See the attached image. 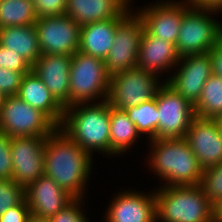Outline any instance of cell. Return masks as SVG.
I'll list each match as a JSON object with an SVG mask.
<instances>
[{
    "label": "cell",
    "instance_id": "obj_28",
    "mask_svg": "<svg viewBox=\"0 0 222 222\" xmlns=\"http://www.w3.org/2000/svg\"><path fill=\"white\" fill-rule=\"evenodd\" d=\"M200 186L214 205L222 199V162L203 169Z\"/></svg>",
    "mask_w": 222,
    "mask_h": 222
},
{
    "label": "cell",
    "instance_id": "obj_43",
    "mask_svg": "<svg viewBox=\"0 0 222 222\" xmlns=\"http://www.w3.org/2000/svg\"><path fill=\"white\" fill-rule=\"evenodd\" d=\"M4 96L0 93V110L3 104Z\"/></svg>",
    "mask_w": 222,
    "mask_h": 222
},
{
    "label": "cell",
    "instance_id": "obj_33",
    "mask_svg": "<svg viewBox=\"0 0 222 222\" xmlns=\"http://www.w3.org/2000/svg\"><path fill=\"white\" fill-rule=\"evenodd\" d=\"M23 76L21 72L0 68V93L4 97L17 95Z\"/></svg>",
    "mask_w": 222,
    "mask_h": 222
},
{
    "label": "cell",
    "instance_id": "obj_13",
    "mask_svg": "<svg viewBox=\"0 0 222 222\" xmlns=\"http://www.w3.org/2000/svg\"><path fill=\"white\" fill-rule=\"evenodd\" d=\"M45 138L40 136L11 138L12 180L24 189L44 175Z\"/></svg>",
    "mask_w": 222,
    "mask_h": 222
},
{
    "label": "cell",
    "instance_id": "obj_35",
    "mask_svg": "<svg viewBox=\"0 0 222 222\" xmlns=\"http://www.w3.org/2000/svg\"><path fill=\"white\" fill-rule=\"evenodd\" d=\"M30 209L25 198L0 216V222H29Z\"/></svg>",
    "mask_w": 222,
    "mask_h": 222
},
{
    "label": "cell",
    "instance_id": "obj_6",
    "mask_svg": "<svg viewBox=\"0 0 222 222\" xmlns=\"http://www.w3.org/2000/svg\"><path fill=\"white\" fill-rule=\"evenodd\" d=\"M220 11L222 10L218 8L191 6L185 12L176 41L180 58L208 53L216 46L222 22L215 20L211 15Z\"/></svg>",
    "mask_w": 222,
    "mask_h": 222
},
{
    "label": "cell",
    "instance_id": "obj_39",
    "mask_svg": "<svg viewBox=\"0 0 222 222\" xmlns=\"http://www.w3.org/2000/svg\"><path fill=\"white\" fill-rule=\"evenodd\" d=\"M214 210L218 217L222 220V199L214 205Z\"/></svg>",
    "mask_w": 222,
    "mask_h": 222
},
{
    "label": "cell",
    "instance_id": "obj_31",
    "mask_svg": "<svg viewBox=\"0 0 222 222\" xmlns=\"http://www.w3.org/2000/svg\"><path fill=\"white\" fill-rule=\"evenodd\" d=\"M82 198H75L65 208L60 210L56 215H53L50 220L51 222H89L86 215L83 214Z\"/></svg>",
    "mask_w": 222,
    "mask_h": 222
},
{
    "label": "cell",
    "instance_id": "obj_27",
    "mask_svg": "<svg viewBox=\"0 0 222 222\" xmlns=\"http://www.w3.org/2000/svg\"><path fill=\"white\" fill-rule=\"evenodd\" d=\"M129 119L136 125L140 134L148 135L147 138L158 139V109L155 98L132 106L125 110Z\"/></svg>",
    "mask_w": 222,
    "mask_h": 222
},
{
    "label": "cell",
    "instance_id": "obj_19",
    "mask_svg": "<svg viewBox=\"0 0 222 222\" xmlns=\"http://www.w3.org/2000/svg\"><path fill=\"white\" fill-rule=\"evenodd\" d=\"M179 60L180 56L175 44L153 37L144 30L139 46L137 67L162 75V72L168 73V70L170 72L172 68L174 69Z\"/></svg>",
    "mask_w": 222,
    "mask_h": 222
},
{
    "label": "cell",
    "instance_id": "obj_24",
    "mask_svg": "<svg viewBox=\"0 0 222 222\" xmlns=\"http://www.w3.org/2000/svg\"><path fill=\"white\" fill-rule=\"evenodd\" d=\"M140 135L125 110L110 106V156L127 152Z\"/></svg>",
    "mask_w": 222,
    "mask_h": 222
},
{
    "label": "cell",
    "instance_id": "obj_2",
    "mask_svg": "<svg viewBox=\"0 0 222 222\" xmlns=\"http://www.w3.org/2000/svg\"><path fill=\"white\" fill-rule=\"evenodd\" d=\"M83 150L110 155V105L107 101L66 107L58 127Z\"/></svg>",
    "mask_w": 222,
    "mask_h": 222
},
{
    "label": "cell",
    "instance_id": "obj_7",
    "mask_svg": "<svg viewBox=\"0 0 222 222\" xmlns=\"http://www.w3.org/2000/svg\"><path fill=\"white\" fill-rule=\"evenodd\" d=\"M159 77L139 67L115 73L110 76L106 101L110 106L126 110L156 98L158 90L165 83L160 82Z\"/></svg>",
    "mask_w": 222,
    "mask_h": 222
},
{
    "label": "cell",
    "instance_id": "obj_29",
    "mask_svg": "<svg viewBox=\"0 0 222 222\" xmlns=\"http://www.w3.org/2000/svg\"><path fill=\"white\" fill-rule=\"evenodd\" d=\"M25 198L24 188L12 179L0 180V216Z\"/></svg>",
    "mask_w": 222,
    "mask_h": 222
},
{
    "label": "cell",
    "instance_id": "obj_9",
    "mask_svg": "<svg viewBox=\"0 0 222 222\" xmlns=\"http://www.w3.org/2000/svg\"><path fill=\"white\" fill-rule=\"evenodd\" d=\"M34 25L41 55L73 56L78 51L81 26L70 16L41 17Z\"/></svg>",
    "mask_w": 222,
    "mask_h": 222
},
{
    "label": "cell",
    "instance_id": "obj_18",
    "mask_svg": "<svg viewBox=\"0 0 222 222\" xmlns=\"http://www.w3.org/2000/svg\"><path fill=\"white\" fill-rule=\"evenodd\" d=\"M71 62L69 55H41L31 67L64 109L69 107Z\"/></svg>",
    "mask_w": 222,
    "mask_h": 222
},
{
    "label": "cell",
    "instance_id": "obj_36",
    "mask_svg": "<svg viewBox=\"0 0 222 222\" xmlns=\"http://www.w3.org/2000/svg\"><path fill=\"white\" fill-rule=\"evenodd\" d=\"M208 53L212 62V74L222 78V51L215 46Z\"/></svg>",
    "mask_w": 222,
    "mask_h": 222
},
{
    "label": "cell",
    "instance_id": "obj_5",
    "mask_svg": "<svg viewBox=\"0 0 222 222\" xmlns=\"http://www.w3.org/2000/svg\"><path fill=\"white\" fill-rule=\"evenodd\" d=\"M69 77V107L107 100L110 75L103 59L77 51L72 56Z\"/></svg>",
    "mask_w": 222,
    "mask_h": 222
},
{
    "label": "cell",
    "instance_id": "obj_10",
    "mask_svg": "<svg viewBox=\"0 0 222 222\" xmlns=\"http://www.w3.org/2000/svg\"><path fill=\"white\" fill-rule=\"evenodd\" d=\"M158 109V139L184 138L193 119L196 117L194 106L163 83L156 95Z\"/></svg>",
    "mask_w": 222,
    "mask_h": 222
},
{
    "label": "cell",
    "instance_id": "obj_17",
    "mask_svg": "<svg viewBox=\"0 0 222 222\" xmlns=\"http://www.w3.org/2000/svg\"><path fill=\"white\" fill-rule=\"evenodd\" d=\"M30 213L37 218L50 219L75 198L45 174L24 189Z\"/></svg>",
    "mask_w": 222,
    "mask_h": 222
},
{
    "label": "cell",
    "instance_id": "obj_3",
    "mask_svg": "<svg viewBox=\"0 0 222 222\" xmlns=\"http://www.w3.org/2000/svg\"><path fill=\"white\" fill-rule=\"evenodd\" d=\"M149 143L147 164L163 182L166 180L163 186L200 185L203 168L185 138L152 139Z\"/></svg>",
    "mask_w": 222,
    "mask_h": 222
},
{
    "label": "cell",
    "instance_id": "obj_42",
    "mask_svg": "<svg viewBox=\"0 0 222 222\" xmlns=\"http://www.w3.org/2000/svg\"><path fill=\"white\" fill-rule=\"evenodd\" d=\"M217 122L219 123V127L222 133V115L216 118Z\"/></svg>",
    "mask_w": 222,
    "mask_h": 222
},
{
    "label": "cell",
    "instance_id": "obj_40",
    "mask_svg": "<svg viewBox=\"0 0 222 222\" xmlns=\"http://www.w3.org/2000/svg\"><path fill=\"white\" fill-rule=\"evenodd\" d=\"M216 46L222 51V26L219 28L217 34Z\"/></svg>",
    "mask_w": 222,
    "mask_h": 222
},
{
    "label": "cell",
    "instance_id": "obj_11",
    "mask_svg": "<svg viewBox=\"0 0 222 222\" xmlns=\"http://www.w3.org/2000/svg\"><path fill=\"white\" fill-rule=\"evenodd\" d=\"M143 32L142 21L134 12H131L117 26L114 43L104 60L110 76L137 67L139 46Z\"/></svg>",
    "mask_w": 222,
    "mask_h": 222
},
{
    "label": "cell",
    "instance_id": "obj_1",
    "mask_svg": "<svg viewBox=\"0 0 222 222\" xmlns=\"http://www.w3.org/2000/svg\"><path fill=\"white\" fill-rule=\"evenodd\" d=\"M92 155L57 128L45 138L44 174L74 198H83Z\"/></svg>",
    "mask_w": 222,
    "mask_h": 222
},
{
    "label": "cell",
    "instance_id": "obj_41",
    "mask_svg": "<svg viewBox=\"0 0 222 222\" xmlns=\"http://www.w3.org/2000/svg\"><path fill=\"white\" fill-rule=\"evenodd\" d=\"M29 222H51V220L47 218H37L31 215Z\"/></svg>",
    "mask_w": 222,
    "mask_h": 222
},
{
    "label": "cell",
    "instance_id": "obj_4",
    "mask_svg": "<svg viewBox=\"0 0 222 222\" xmlns=\"http://www.w3.org/2000/svg\"><path fill=\"white\" fill-rule=\"evenodd\" d=\"M154 192L156 222H198L215 211L200 185L160 186Z\"/></svg>",
    "mask_w": 222,
    "mask_h": 222
},
{
    "label": "cell",
    "instance_id": "obj_15",
    "mask_svg": "<svg viewBox=\"0 0 222 222\" xmlns=\"http://www.w3.org/2000/svg\"><path fill=\"white\" fill-rule=\"evenodd\" d=\"M184 138L203 169L222 162V133L216 119L196 116Z\"/></svg>",
    "mask_w": 222,
    "mask_h": 222
},
{
    "label": "cell",
    "instance_id": "obj_23",
    "mask_svg": "<svg viewBox=\"0 0 222 222\" xmlns=\"http://www.w3.org/2000/svg\"><path fill=\"white\" fill-rule=\"evenodd\" d=\"M0 45L21 55L31 66L41 56L34 24L0 29Z\"/></svg>",
    "mask_w": 222,
    "mask_h": 222
},
{
    "label": "cell",
    "instance_id": "obj_21",
    "mask_svg": "<svg viewBox=\"0 0 222 222\" xmlns=\"http://www.w3.org/2000/svg\"><path fill=\"white\" fill-rule=\"evenodd\" d=\"M131 10L130 8L122 17L81 26L78 51L105 60L114 43L117 26L132 12Z\"/></svg>",
    "mask_w": 222,
    "mask_h": 222
},
{
    "label": "cell",
    "instance_id": "obj_20",
    "mask_svg": "<svg viewBox=\"0 0 222 222\" xmlns=\"http://www.w3.org/2000/svg\"><path fill=\"white\" fill-rule=\"evenodd\" d=\"M131 6L126 0H67L65 15L83 26L122 17Z\"/></svg>",
    "mask_w": 222,
    "mask_h": 222
},
{
    "label": "cell",
    "instance_id": "obj_34",
    "mask_svg": "<svg viewBox=\"0 0 222 222\" xmlns=\"http://www.w3.org/2000/svg\"><path fill=\"white\" fill-rule=\"evenodd\" d=\"M37 18L65 15L67 0H33Z\"/></svg>",
    "mask_w": 222,
    "mask_h": 222
},
{
    "label": "cell",
    "instance_id": "obj_32",
    "mask_svg": "<svg viewBox=\"0 0 222 222\" xmlns=\"http://www.w3.org/2000/svg\"><path fill=\"white\" fill-rule=\"evenodd\" d=\"M11 137L0 131V180L12 179Z\"/></svg>",
    "mask_w": 222,
    "mask_h": 222
},
{
    "label": "cell",
    "instance_id": "obj_8",
    "mask_svg": "<svg viewBox=\"0 0 222 222\" xmlns=\"http://www.w3.org/2000/svg\"><path fill=\"white\" fill-rule=\"evenodd\" d=\"M57 128L44 113L17 95L4 97L0 110V131L9 137H48Z\"/></svg>",
    "mask_w": 222,
    "mask_h": 222
},
{
    "label": "cell",
    "instance_id": "obj_12",
    "mask_svg": "<svg viewBox=\"0 0 222 222\" xmlns=\"http://www.w3.org/2000/svg\"><path fill=\"white\" fill-rule=\"evenodd\" d=\"M161 2V3H160ZM138 10L144 30L151 36L176 45L181 21L185 12L191 7L182 1L161 0Z\"/></svg>",
    "mask_w": 222,
    "mask_h": 222
},
{
    "label": "cell",
    "instance_id": "obj_37",
    "mask_svg": "<svg viewBox=\"0 0 222 222\" xmlns=\"http://www.w3.org/2000/svg\"><path fill=\"white\" fill-rule=\"evenodd\" d=\"M190 6L211 7L222 10V0H184Z\"/></svg>",
    "mask_w": 222,
    "mask_h": 222
},
{
    "label": "cell",
    "instance_id": "obj_26",
    "mask_svg": "<svg viewBox=\"0 0 222 222\" xmlns=\"http://www.w3.org/2000/svg\"><path fill=\"white\" fill-rule=\"evenodd\" d=\"M194 110L200 118L216 119L222 115V78L211 75L203 86Z\"/></svg>",
    "mask_w": 222,
    "mask_h": 222
},
{
    "label": "cell",
    "instance_id": "obj_16",
    "mask_svg": "<svg viewBox=\"0 0 222 222\" xmlns=\"http://www.w3.org/2000/svg\"><path fill=\"white\" fill-rule=\"evenodd\" d=\"M155 190L150 193L140 191H118L107 208L105 222H156Z\"/></svg>",
    "mask_w": 222,
    "mask_h": 222
},
{
    "label": "cell",
    "instance_id": "obj_22",
    "mask_svg": "<svg viewBox=\"0 0 222 222\" xmlns=\"http://www.w3.org/2000/svg\"><path fill=\"white\" fill-rule=\"evenodd\" d=\"M17 96L44 113L57 127L61 125L65 109L32 70L24 74Z\"/></svg>",
    "mask_w": 222,
    "mask_h": 222
},
{
    "label": "cell",
    "instance_id": "obj_25",
    "mask_svg": "<svg viewBox=\"0 0 222 222\" xmlns=\"http://www.w3.org/2000/svg\"><path fill=\"white\" fill-rule=\"evenodd\" d=\"M33 0H0V29L35 24Z\"/></svg>",
    "mask_w": 222,
    "mask_h": 222
},
{
    "label": "cell",
    "instance_id": "obj_38",
    "mask_svg": "<svg viewBox=\"0 0 222 222\" xmlns=\"http://www.w3.org/2000/svg\"><path fill=\"white\" fill-rule=\"evenodd\" d=\"M198 222H222V220L218 217V215L214 211L212 214H210L209 216H207L204 219H201Z\"/></svg>",
    "mask_w": 222,
    "mask_h": 222
},
{
    "label": "cell",
    "instance_id": "obj_30",
    "mask_svg": "<svg viewBox=\"0 0 222 222\" xmlns=\"http://www.w3.org/2000/svg\"><path fill=\"white\" fill-rule=\"evenodd\" d=\"M31 67L21 55L0 45V68L15 70L24 75L31 71Z\"/></svg>",
    "mask_w": 222,
    "mask_h": 222
},
{
    "label": "cell",
    "instance_id": "obj_14",
    "mask_svg": "<svg viewBox=\"0 0 222 222\" xmlns=\"http://www.w3.org/2000/svg\"><path fill=\"white\" fill-rule=\"evenodd\" d=\"M181 64V65H180ZM176 72L164 81L195 106L205 82L212 75V62L209 53L189 55L180 58Z\"/></svg>",
    "mask_w": 222,
    "mask_h": 222
}]
</instances>
